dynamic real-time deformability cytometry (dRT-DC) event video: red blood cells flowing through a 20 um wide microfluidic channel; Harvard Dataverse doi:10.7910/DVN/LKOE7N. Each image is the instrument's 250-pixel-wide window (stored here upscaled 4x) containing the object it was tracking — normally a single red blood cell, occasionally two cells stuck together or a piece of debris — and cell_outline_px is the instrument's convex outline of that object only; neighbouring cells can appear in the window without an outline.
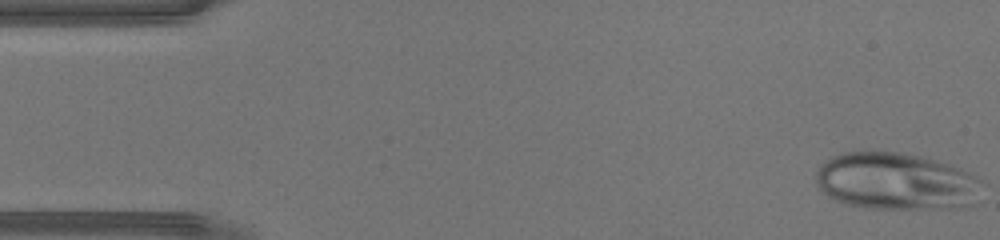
{"species": "human", "species_latin": "Homo sapiens", "temperature_condition": "warm", "stored_images_in_passage": 43, "camera_frame_rate_fps": 3000, "um_per_image_px": 0.085, "donor": {"sex": "male"}, "frame": {"image": 1, "passage_image": 1, "time_ms": 0.0, "image_size_px": [1000, 240], "cell_outline_px": [[980, 180], [976, 204], [952, 208], [872, 208], [848, 204], [836, 200], [828, 196], [816, 184], [816, 172], [820, 164], [824, 160], [832, 156], [844, 152], [900, 152], [920, 156], [948, 164], [960, 168], [976, 176]], "centroid_in_image_um": [76.14, 15.41], "position_along_channel_um": 8.9, "area_um2": 55.08}}
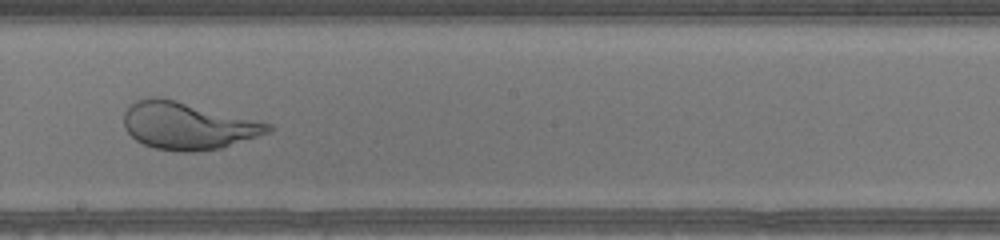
{"frame": {"image": 2, "passage_image": 24, "time_ms": 7.667, "image_size_px": [1000, 240], "cell_outline_px": [[272, 128], [268, 132], [220, 148], [192, 152], [184, 152], [156, 148], [144, 144], [136, 140], [124, 128], [124, 112], [128, 104], [136, 100], [148, 96], [160, 96], [272, 124]], "centroid_in_image_um": [15.88, 10.66], "position_along_channel_um": 232.3, "area_um2": 39.42}}
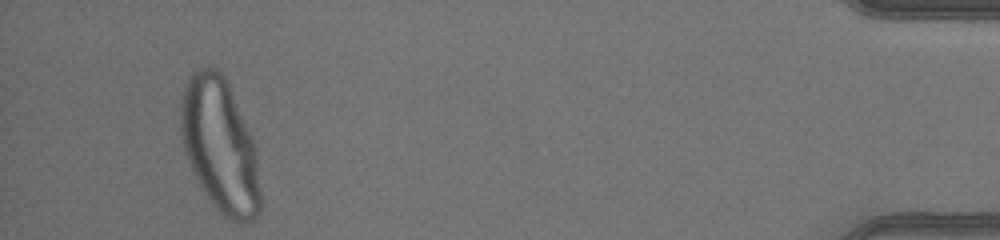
{"frame": {"image": 3, "passage_image": 41, "time_ms": 13.333, "image_size_px": [1000, 240], "cell_outline_px": [[260, 212], [252, 220], [244, 224], [236, 224], [228, 220], [212, 204], [192, 172], [184, 152], [180, 136], [180, 96], [192, 72], [200, 68], [216, 68], [224, 76], [228, 84], [256, 148], [260, 192]], "centroid_in_image_um": [18.67, 12.41], "position_along_channel_um": 416.5, "area_um2": 62.25}}